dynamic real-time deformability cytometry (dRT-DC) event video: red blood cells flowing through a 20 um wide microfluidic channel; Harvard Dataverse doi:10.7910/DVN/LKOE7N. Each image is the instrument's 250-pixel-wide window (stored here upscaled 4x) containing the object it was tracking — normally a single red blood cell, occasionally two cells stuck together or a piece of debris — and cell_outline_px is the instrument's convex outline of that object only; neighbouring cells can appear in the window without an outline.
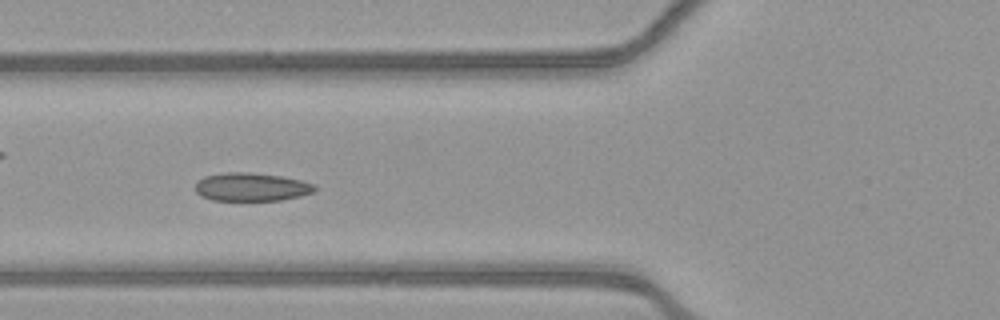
{"species": "common noctule bat (a hibernating species)", "species_latin": "Nyctalus noctula", "temperature_condition": "warm", "stored_images_in_passage": 53, "camera_frame_rate_fps": 3000, "um_per_image_px": 0.085, "animal": {"sex": "female", "body_mass_g": 21.9}, "frame": {"image": 1, "passage_image": 20, "time_ms": 6.333, "image_size_px": [1000, 320], "cell_outline_px": [[316, 188], [312, 192], [300, 196], [280, 200], [212, 200], [200, 196], [196, 192], [196, 180], [204, 176], [224, 172], [248, 172], [280, 176], [300, 180], [316, 184]], "centroid_in_image_um": [21.33, 15.88], "position_along_channel_um": 104.5, "area_um2": 19.71}}
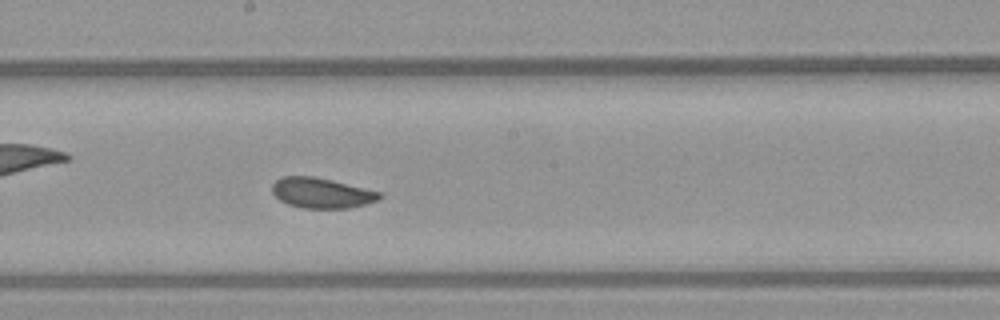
{"frame": {"image": 2, "passage_image": 29, "time_ms": 9.333, "image_size_px": [1000, 320], "cell_outline_px": [[384, 196], [380, 200], [348, 208], [304, 208], [288, 204], [280, 200], [272, 192], [272, 184], [276, 180], [284, 176], [312, 176], [332, 180], [384, 192]], "centroid_in_image_um": [27.39, 16.4], "position_along_channel_um": 220.8, "area_um2": 19.07}}
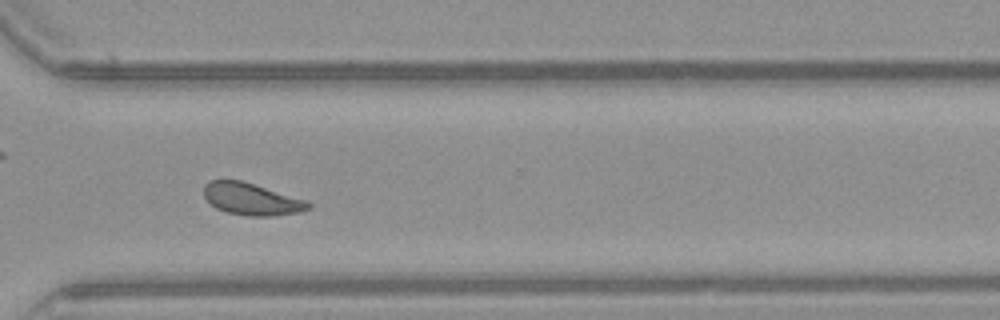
{"frame": {"image": 3, "passage_image": 39, "time_ms": 12.667, "image_size_px": [1000, 320], "cell_outline_px": [[312, 208], [300, 212], [272, 216], [248, 216], [228, 212], [216, 208], [204, 196], [204, 184], [208, 180], [240, 180], [308, 200], [312, 204]], "centroid_in_image_um": [21.42, 16.92], "position_along_channel_um": 349.2, "area_um2": 19.54}, "authors_computed_cell_mechanics": {"area_um2": 19.5942, "velocity_mm_per_s": 3.8647, "shape_relaxation_time_tau1_ms": 5.6187, "shape_relaxation_time_tau2_ms": 4.7985, "deformation_change_tau1": 0.1047, "deformation_change_tau2": 0.083}}